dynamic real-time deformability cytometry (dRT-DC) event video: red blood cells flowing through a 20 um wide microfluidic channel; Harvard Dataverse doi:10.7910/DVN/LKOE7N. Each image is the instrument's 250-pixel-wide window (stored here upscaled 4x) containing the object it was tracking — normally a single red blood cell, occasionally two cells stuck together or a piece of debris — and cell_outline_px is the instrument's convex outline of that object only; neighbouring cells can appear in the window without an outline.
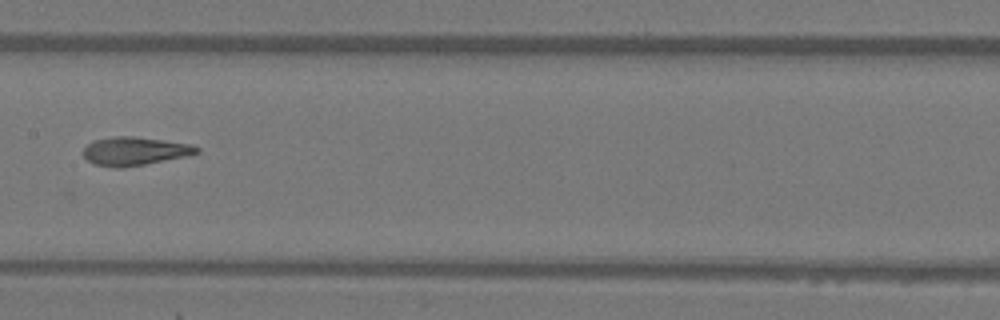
{"species": "Egyptian fruit bat (a non-hibernating species)", "species_latin": "Rousettus aegyptiacus", "temperature_condition": "warm", "stored_images_in_passage": 9, "camera_frame_rate_fps": 3000, "um_per_image_px": 0.085, "animal": {"sex": "female"}, "frame": {"image": 1, "passage_image": 8, "time_ms": 2.333, "image_size_px": [1000, 320], "cell_outline_px": [[200, 152], [184, 156], [124, 168], [112, 168], [92, 164], [84, 156], [84, 148], [92, 140], [116, 136], [132, 136], [192, 144], [200, 148]], "centroid_in_image_um": [11.41, 12.85], "position_along_channel_um": 196.0, "area_um2": 18.73}}
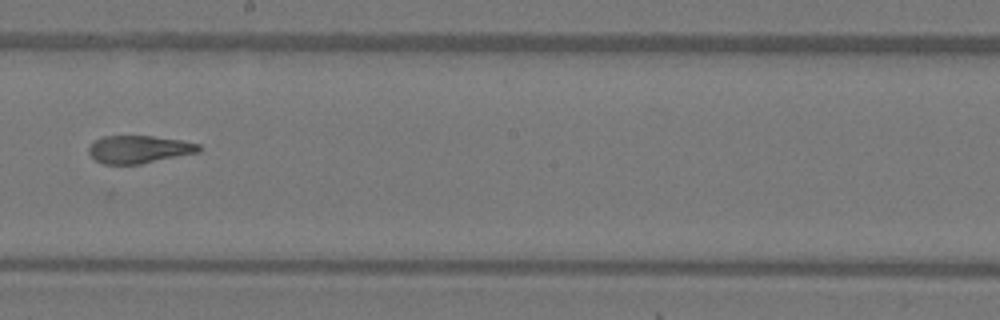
{"frame": {"image": 2, "passage_image": 9, "time_ms": 2.667, "image_size_px": [1000, 320], "cell_outline_px": [[200, 152], [140, 164], [104, 164], [96, 160], [88, 152], [88, 148], [96, 140], [104, 136], [152, 136], [180, 140], [200, 144]], "centroid_in_image_um": [11.82, 12.69], "position_along_channel_um": 236.4, "area_um2": 17.63}}